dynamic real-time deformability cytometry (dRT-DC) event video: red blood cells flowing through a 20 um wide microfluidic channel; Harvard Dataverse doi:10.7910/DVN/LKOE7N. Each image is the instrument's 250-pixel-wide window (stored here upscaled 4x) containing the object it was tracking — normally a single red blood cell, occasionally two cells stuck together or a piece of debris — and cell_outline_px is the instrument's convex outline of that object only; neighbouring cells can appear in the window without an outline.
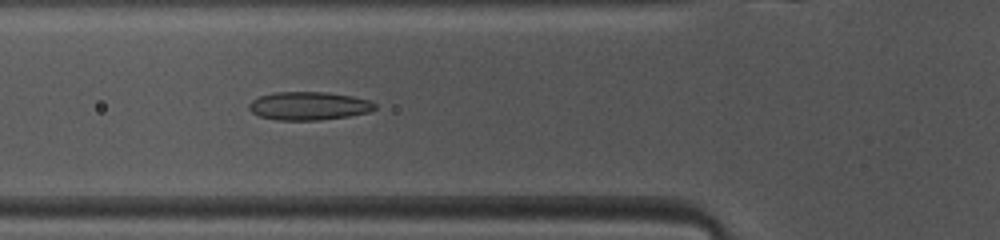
{"species": "common noctule bat (a hibernating species)", "species_latin": "Nyctalus noctula", "temperature_condition": "warm", "stored_images_in_passage": 46, "camera_frame_rate_fps": 3000, "um_per_image_px": 0.085, "animal": {"sex": "female", "body_mass_g": 10.0, "forearm_length_mm": 53.1}, "frame": {"image": 1, "passage_image": 14, "time_ms": 4.333, "image_size_px": [1000, 240], "cell_outline_px": [[376, 108], [368, 112], [348, 116], [320, 120], [276, 120], [260, 116], [252, 112], [248, 108], [248, 104], [252, 100], [260, 96], [276, 92], [324, 92], [352, 96], [368, 100], [376, 104]], "centroid_in_image_um": [26.23, 9.0], "position_along_channel_um": 99.6, "area_um2": 20.63}}
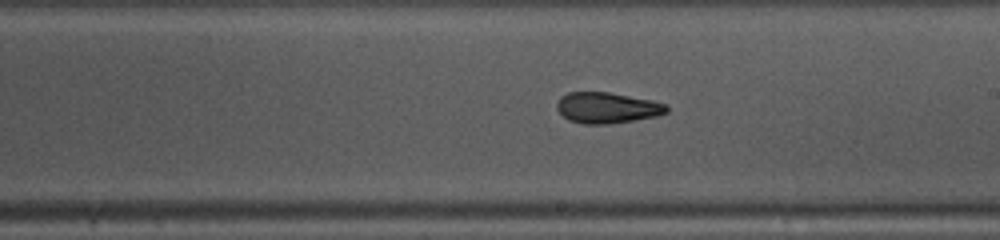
{"frame": {"image": 2, "passage_image": 24, "time_ms": 7.667, "image_size_px": [1000, 240], "cell_outline_px": [[668, 112], [656, 116], [636, 120], [608, 124], [584, 124], [568, 120], [556, 108], [556, 104], [560, 96], [568, 92], [608, 92], [652, 100], [668, 104]], "centroid_in_image_um": [51.61, 9.16], "position_along_channel_um": 237.4, "area_um2": 19.88}}
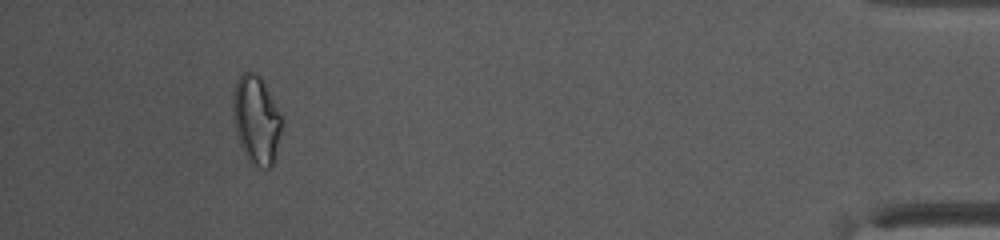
{"frame": {"image": 3, "passage_image": 42, "time_ms": 13.667, "image_size_px": [1000, 240], "cell_outline_px": [[280, 132], [272, 164], [268, 168], [264, 168], [252, 164], [248, 160], [240, 144], [236, 132], [232, 112], [232, 96], [236, 80], [240, 72], [256, 72], [260, 76], [280, 112]], "centroid_in_image_um": [21.73, 10.13], "position_along_channel_um": 413.5, "area_um2": 24.8}, "authors_computed_cell_mechanics": {"area_um2": 21.0103, "velocity_mm_per_s": 4.1172, "shape_relaxation_time_tau1_ms": null, "shape_relaxation_time_tau2_ms": 3.5647, "deformation_change_tau1": null, "deformation_change_tau2": 0.0577}}